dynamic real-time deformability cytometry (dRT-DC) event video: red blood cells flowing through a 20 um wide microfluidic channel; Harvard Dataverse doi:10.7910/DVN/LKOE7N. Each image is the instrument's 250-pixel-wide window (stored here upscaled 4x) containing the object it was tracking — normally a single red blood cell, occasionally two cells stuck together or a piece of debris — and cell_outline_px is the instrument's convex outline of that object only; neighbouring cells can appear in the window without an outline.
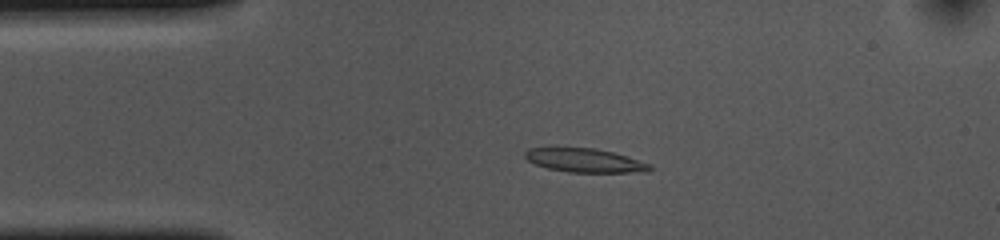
{"species": "common noctule bat (a hibernating species)", "species_latin": "Nyctalus noctula", "temperature_condition": "cold", "stored_images_in_passage": 53, "camera_frame_rate_fps": 3000, "um_per_image_px": 0.085, "animal": {"sex": "female", "body_mass_g": 10.0, "forearm_length_mm": 53.1}, "frame": {"image": 1, "passage_image": 10, "time_ms": 3.0, "image_size_px": [1000, 240], "cell_outline_px": [[652, 168], [648, 172], [568, 172], [548, 168], [536, 164], [528, 160], [524, 156], [524, 152], [528, 148], [552, 144], [556, 144], [596, 148], [612, 152], [652, 164]], "centroid_in_image_um": [49.6, 13.57], "position_along_channel_um": 35.4, "area_um2": 18.21}}
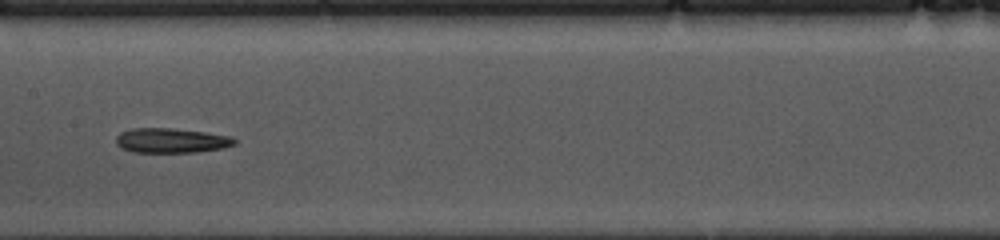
{"frame": {"image": 2, "passage_image": 25, "time_ms": 8.0, "image_size_px": [1000, 240], "cell_outline_px": [[236, 144], [224, 148], [196, 152], [132, 152], [120, 148], [116, 144], [116, 136], [120, 132], [132, 128], [172, 128], [204, 132], [228, 136], [236, 140]], "centroid_in_image_um": [14.52, 11.95], "position_along_channel_um": 192.9, "area_um2": 17.11}}
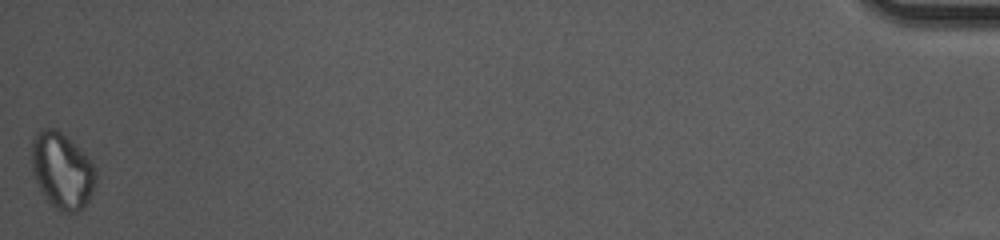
{"frame": {"image": 3, "passage_image": 53, "time_ms": 17.333, "image_size_px": [1000, 240], "cell_outline_px": [[96, 180], [92, 192], [84, 208], [76, 212], [60, 212], [48, 200], [40, 188], [32, 172], [32, 140], [36, 132], [40, 128], [56, 128], [84, 152], [88, 156], [96, 168]], "centroid_in_image_um": [5.29, 14.49], "position_along_channel_um": 429.9, "area_um2": 28.44}, "authors_computed_cell_mechanics": {"area_um2": 17.5712, "velocity_mm_per_s": 3.6446, "shape_relaxation_time_tau1_ms": null, "shape_relaxation_time_tau2_ms": 8.7796, "deformation_change_tau1": null, "deformation_change_tau2": 0.1925}}